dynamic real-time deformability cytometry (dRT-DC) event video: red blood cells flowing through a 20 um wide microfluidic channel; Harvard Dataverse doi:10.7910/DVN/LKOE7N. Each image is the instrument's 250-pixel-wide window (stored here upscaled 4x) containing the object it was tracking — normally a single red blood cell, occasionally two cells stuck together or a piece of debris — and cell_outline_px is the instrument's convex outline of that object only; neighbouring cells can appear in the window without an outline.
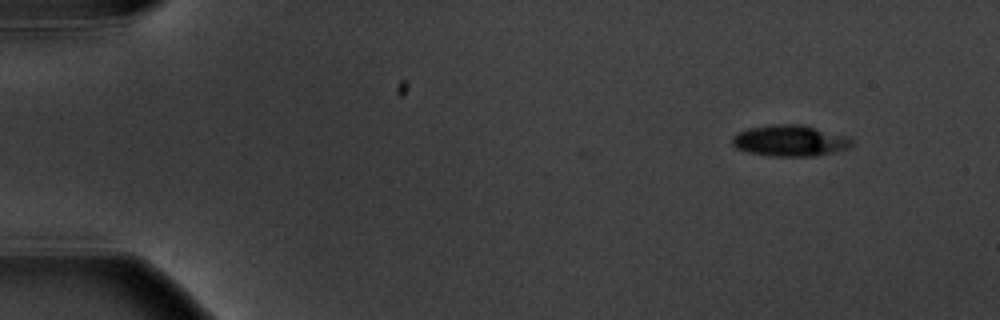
{"species": "common noctule bat (a hibernating species)", "species_latin": "Nyctalus noctula", "temperature_condition": "warm", "stored_images_in_passage": 9, "camera_frame_rate_fps": 3000, "um_per_image_px": 0.085, "animal": {"sex": "male", "body_mass_g": 20.1, "forearm_length_mm": 53.5}, "frame": {"image": 1, "passage_image": 1, "time_ms": 0.0, "image_size_px": [1000, 320], "cell_outline_px": [[852, 144], [844, 148], [832, 152], [816, 156], [768, 156], [748, 152], [736, 148], [732, 144], [732, 136], [748, 128], [772, 124], [804, 124], [848, 136], [852, 140]], "centroid_in_image_um": [67.12, 11.95], "position_along_channel_um": 17.9, "area_um2": 21.73}}
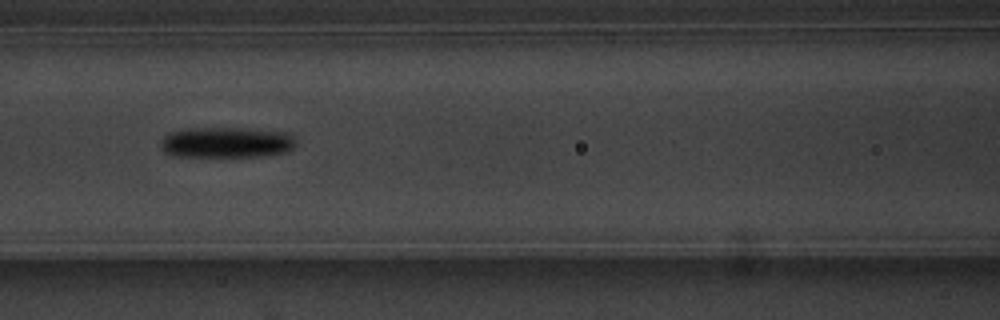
{"frame": {"image": 2, "passage_image": 6, "time_ms": 6.667, "image_size_px": [1000, 320], "cell_outline_px": [[296, 144], [292, 148], [284, 152], [264, 156], [172, 156], [164, 152], [160, 148], [160, 140], [164, 136], [172, 132], [188, 128], [236, 128], [284, 132], [292, 136], [296, 140]], "centroid_in_image_um": [19.2, 12.11], "position_along_channel_um": 147.4, "area_um2": 24.1}}